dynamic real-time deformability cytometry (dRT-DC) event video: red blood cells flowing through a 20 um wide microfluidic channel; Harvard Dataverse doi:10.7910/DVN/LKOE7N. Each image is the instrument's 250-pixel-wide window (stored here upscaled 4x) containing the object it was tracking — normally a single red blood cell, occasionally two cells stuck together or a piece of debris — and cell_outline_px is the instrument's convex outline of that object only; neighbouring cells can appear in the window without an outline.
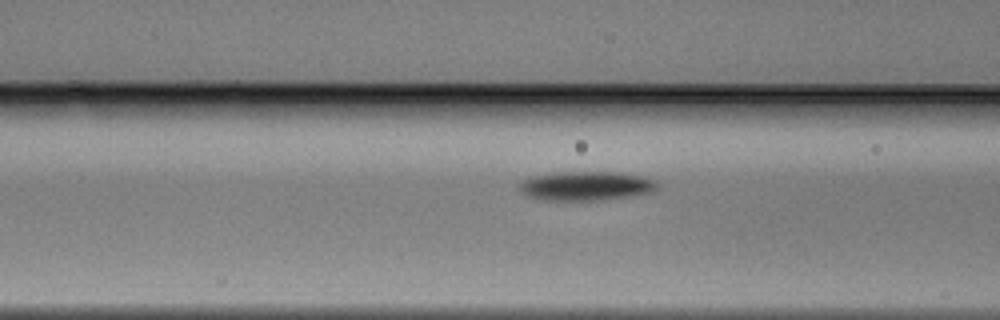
{"species": "Egyptian fruit bat (a non-hibernating species)", "species_latin": "Rousettus aegyptiacus", "temperature_condition": "warm", "stored_images_in_passage": 28, "camera_frame_rate_fps": 3000, "um_per_image_px": 0.085, "animal": {"sex": "male"}, "frame": {"image": 1, "passage_image": 8, "time_ms": 2.333, "image_size_px": [1000, 320], "cell_outline_px": [[660, 184], [652, 192], [632, 196], [592, 200], [544, 200], [528, 196], [520, 192], [520, 184], [524, 180], [532, 176], [556, 172], [620, 172], [644, 176], [656, 180]], "centroid_in_image_um": [49.86, 15.79], "position_along_channel_um": 116.7, "area_um2": 23.47}}
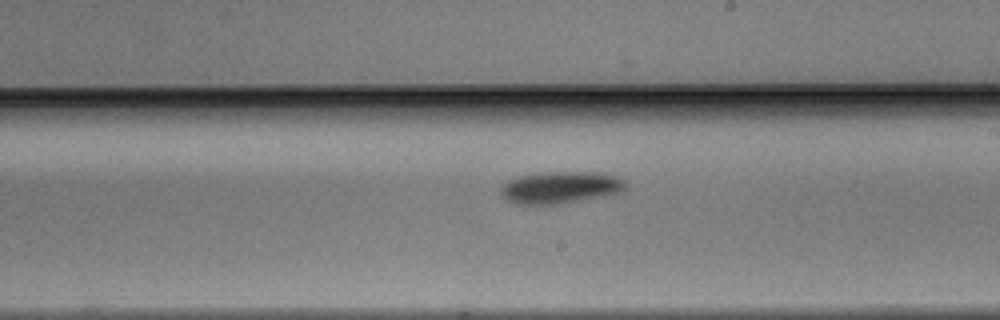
{"frame": {"image": 2, "passage_image": 17, "time_ms": 5.333, "image_size_px": [1000, 320], "cell_outline_px": [[624, 188], [620, 192], [560, 204], [516, 204], [508, 200], [500, 192], [504, 184], [520, 176], [544, 172], [604, 172], [624, 180]], "centroid_in_image_um": [47.64, 15.93], "position_along_channel_um": 241.4, "area_um2": 22.77}}
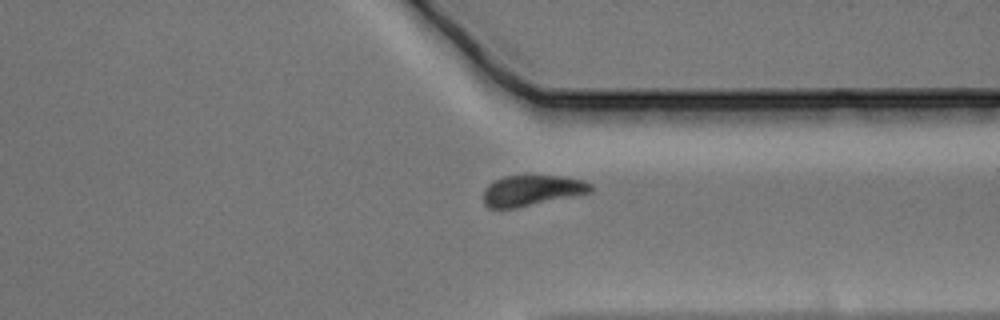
{"frame": {"image": 3, "passage_image": 26, "time_ms": 8.333, "image_size_px": [1000, 320], "cell_outline_px": [[592, 192], [516, 208], [488, 208], [484, 204], [484, 188], [492, 180], [504, 176], [564, 176], [584, 180], [592, 184]], "centroid_in_image_um": [45.2, 16.18], "position_along_channel_um": 366.2, "area_um2": 19.25}}